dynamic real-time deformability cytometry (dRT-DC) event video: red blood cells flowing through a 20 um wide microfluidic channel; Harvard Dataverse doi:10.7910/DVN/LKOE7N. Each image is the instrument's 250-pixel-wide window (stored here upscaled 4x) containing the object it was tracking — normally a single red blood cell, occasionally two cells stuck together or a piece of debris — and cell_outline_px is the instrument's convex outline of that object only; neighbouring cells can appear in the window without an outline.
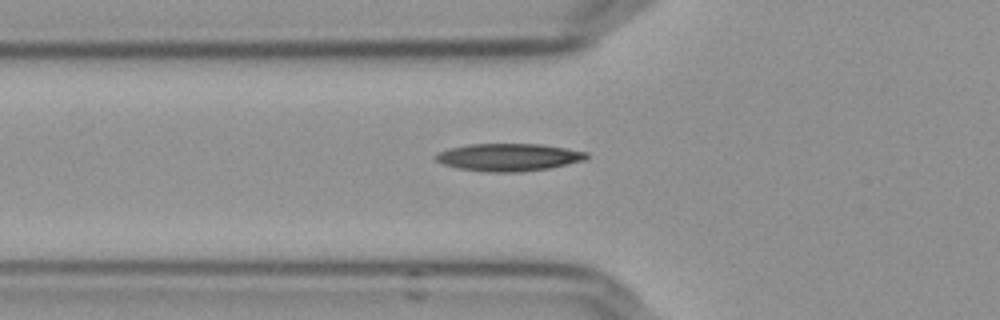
{"species": "Egyptian fruit bat (a non-hibernating species)", "species_latin": "Rousettus aegyptiacus", "temperature_condition": "cold", "stored_images_in_passage": 31, "camera_frame_rate_fps": 3000, "um_per_image_px": 0.085, "frame": {"image": 1, "passage_image": 2, "time_ms": 0.333, "image_size_px": [1000, 320], "cell_outline_px": [[588, 160], [548, 168], [520, 172], [484, 172], [456, 168], [444, 164], [436, 160], [432, 156], [436, 152], [448, 148], [468, 144], [540, 144], [588, 152]], "centroid_in_image_um": [43.19, 13.37], "position_along_channel_um": 82.6, "area_um2": 24.45}}
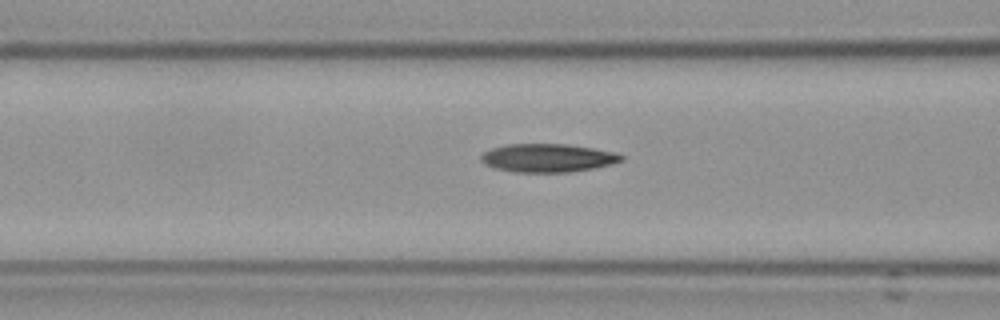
{"frame": {"image": 2, "passage_image": 5, "time_ms": 1.333, "image_size_px": [1000, 320], "cell_outline_px": [[624, 160], [612, 164], [592, 168], [568, 172], [516, 172], [496, 168], [484, 164], [480, 160], [480, 156], [484, 152], [492, 148], [508, 144], [568, 144], [616, 152], [624, 156]], "centroid_in_image_um": [46.56, 13.42], "position_along_channel_um": 120.0, "area_um2": 23.12}}
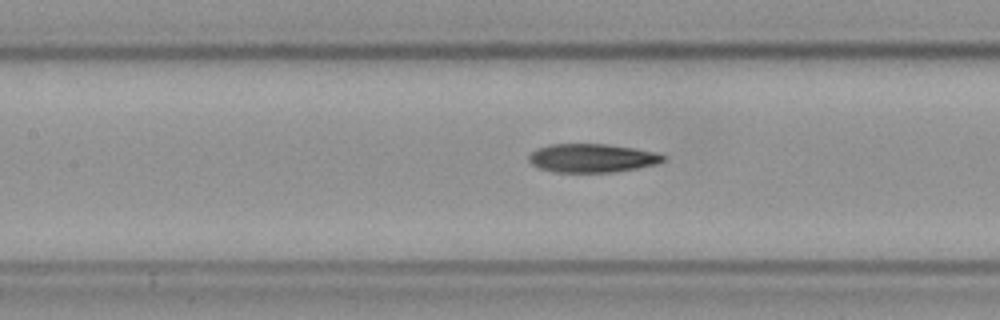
{"frame": {"image": 3, "passage_image": 8, "time_ms": 2.333, "image_size_px": [1000, 320], "cell_outline_px": [[664, 160], [656, 164], [616, 172], [552, 172], [540, 168], [532, 164], [528, 160], [528, 156], [536, 148], [552, 144], [608, 144], [656, 152], [664, 156]], "centroid_in_image_um": [50.29, 13.44], "position_along_channel_um": 157.1, "area_um2": 22.31}, "authors_computed_cell_mechanics": {"area_um2": 22.9466, "velocity_mm_per_s": 3.6627, "shape_relaxation_time_tau1_ms": 7.245, "shape_relaxation_time_tau2_ms": 7.0825, "deformation_change_tau1": 0.1768, "deformation_change_tau2": 0.1497}}